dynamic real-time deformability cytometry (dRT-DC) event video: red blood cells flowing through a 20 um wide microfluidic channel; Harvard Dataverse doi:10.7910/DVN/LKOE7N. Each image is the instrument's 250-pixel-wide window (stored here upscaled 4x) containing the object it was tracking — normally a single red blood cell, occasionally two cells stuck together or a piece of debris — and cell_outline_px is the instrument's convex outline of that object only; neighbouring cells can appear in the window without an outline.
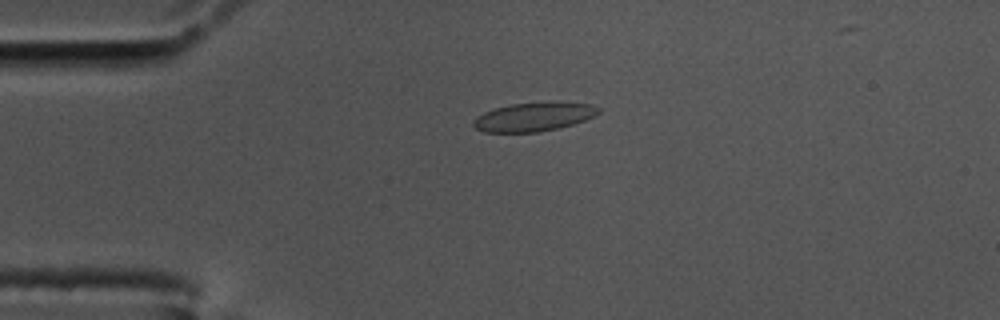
{"species": "common noctule bat (a hibernating species)", "species_latin": "Nyctalus noctula", "temperature_condition": "cold", "stored_images_in_passage": 57, "camera_frame_rate_fps": 3000, "um_per_image_px": 0.085, "animal": {"sex": "male", "body_mass_g": 17.5, "forearm_length_mm": 52.3}, "frame": {"image": 1, "passage_image": 13, "time_ms": 4.0, "image_size_px": [1000, 320], "cell_outline_px": [[600, 112], [584, 120], [560, 128], [540, 132], [484, 132], [476, 128], [472, 124], [472, 120], [476, 116], [484, 112], [496, 108], [512, 104], [552, 100], [592, 104], [600, 108]], "centroid_in_image_um": [45.39, 9.91], "position_along_channel_um": 39.6, "area_um2": 21.39}}
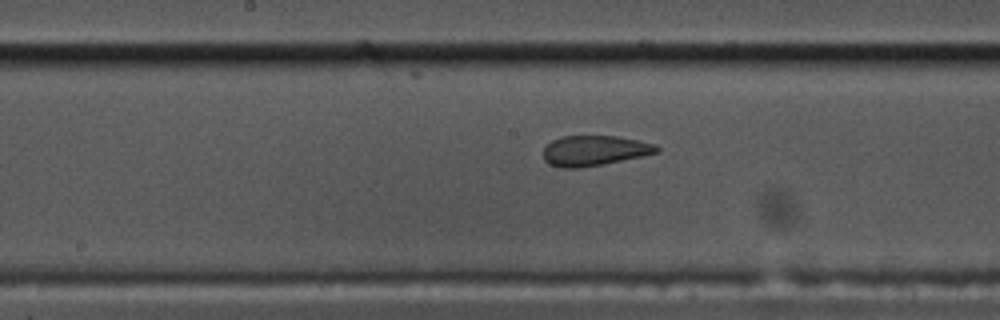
{"frame": {"image": 2, "passage_image": 29, "time_ms": 9.333, "image_size_px": [1000, 320], "cell_outline_px": [[660, 152], [644, 156], [580, 168], [560, 168], [548, 164], [544, 160], [544, 148], [552, 140], [560, 136], [616, 136], [656, 144], [660, 148]], "centroid_in_image_um": [50.52, 12.81], "position_along_channel_um": 197.7, "area_um2": 20.06}}
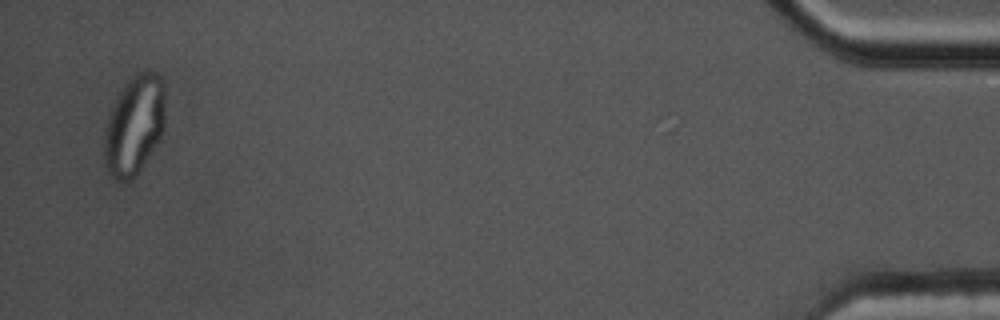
{"frame": {"image": 3, "passage_image": 56, "time_ms": 18.333, "image_size_px": [1000, 320], "cell_outline_px": [[164, 128], [160, 136], [140, 168], [128, 180], [116, 180], [108, 172], [104, 164], [104, 132], [112, 108], [120, 92], [128, 80], [136, 72], [144, 68], [156, 72], [164, 80]], "centroid_in_image_um": [11.42, 10.56], "position_along_channel_um": 423.8, "area_um2": 34.91}}